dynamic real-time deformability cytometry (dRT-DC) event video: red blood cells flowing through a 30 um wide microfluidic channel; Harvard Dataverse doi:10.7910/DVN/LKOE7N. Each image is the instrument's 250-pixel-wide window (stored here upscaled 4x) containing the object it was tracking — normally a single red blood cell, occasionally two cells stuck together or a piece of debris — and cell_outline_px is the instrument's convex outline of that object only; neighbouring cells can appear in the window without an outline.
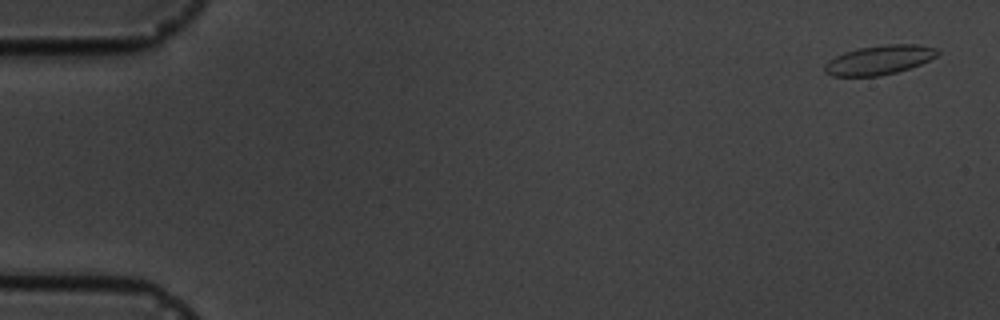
{"species": "common noctule bat (a hibernating species)", "species_latin": "Nyctalus noctula", "temperature_condition": "cold", "stored_images_in_passage": 4, "camera_frame_rate_fps": 3000, "um_per_image_px": 0.085, "animal": {"sex": "male", "body_mass_g": 19.5, "forearm_length_mm": 54.6}, "frame": {"image": 1, "passage_image": 1, "time_ms": 0.0, "image_size_px": [1000, 320], "cell_outline_px": [[940, 52], [936, 56], [920, 64], [896, 72], [880, 76], [832, 76], [824, 72], [824, 64], [828, 60], [844, 52], [860, 48], [888, 44], [916, 44], [936, 48]], "centroid_in_image_um": [74.71, 5.1], "position_along_channel_um": 10.3, "area_um2": 19.13}}